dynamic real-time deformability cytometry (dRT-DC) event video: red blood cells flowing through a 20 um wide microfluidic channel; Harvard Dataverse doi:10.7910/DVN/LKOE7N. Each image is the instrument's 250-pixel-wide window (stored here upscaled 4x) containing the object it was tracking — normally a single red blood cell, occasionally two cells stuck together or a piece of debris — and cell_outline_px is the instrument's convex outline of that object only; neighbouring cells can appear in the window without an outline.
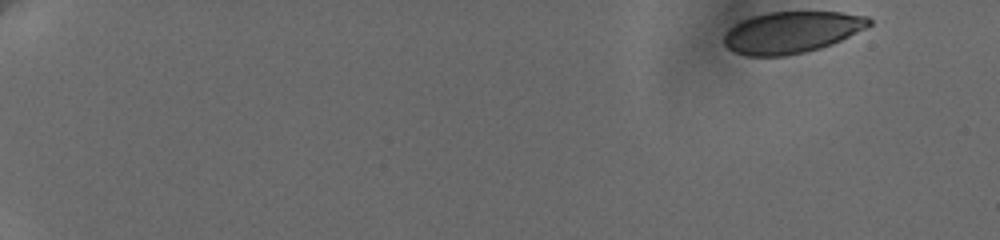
{"species": "human", "species_latin": "Homo sapiens", "temperature_condition": "cold", "stored_images_in_passage": 8, "camera_frame_rate_fps": 3000, "um_per_image_px": 0.085, "donor": {"sex": "female"}, "frame": {"image": 1, "passage_image": 1, "time_ms": 0.0, "image_size_px": [1000, 240], "cell_outline_px": [[872, 24], [832, 44], [820, 48], [804, 52], [784, 56], [748, 56], [736, 52], [728, 48], [724, 44], [724, 32], [728, 28], [752, 16], [768, 12], [840, 12], [868, 16], [872, 20]], "centroid_in_image_um": [67.27, 2.74], "position_along_channel_um": 17.7, "area_um2": 34.97}}
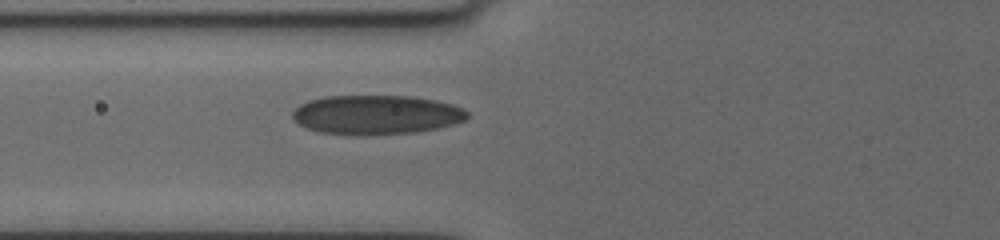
{"frame": {"image": 2, "passage_image": 8, "time_ms": 7.0, "image_size_px": [1000, 240], "cell_outline_px": [[468, 116], [464, 120], [452, 124], [436, 128], [416, 132], [320, 132], [308, 128], [292, 120], [292, 112], [300, 104], [308, 100], [324, 96], [408, 96], [436, 100], [452, 104], [464, 108], [468, 112]], "centroid_in_image_um": [31.99, 9.7], "position_along_channel_um": 93.8, "area_um2": 38.78}}